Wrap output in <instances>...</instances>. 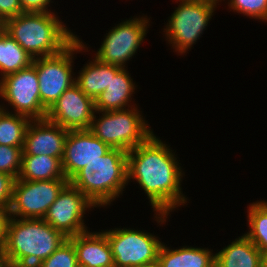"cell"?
Segmentation results:
<instances>
[{
    "mask_svg": "<svg viewBox=\"0 0 267 267\" xmlns=\"http://www.w3.org/2000/svg\"><path fill=\"white\" fill-rule=\"evenodd\" d=\"M178 164L172 150L154 134L127 152L128 181L133 178L139 183L161 223L187 202L181 193L183 173Z\"/></svg>",
    "mask_w": 267,
    "mask_h": 267,
    "instance_id": "cell-1",
    "label": "cell"
},
{
    "mask_svg": "<svg viewBox=\"0 0 267 267\" xmlns=\"http://www.w3.org/2000/svg\"><path fill=\"white\" fill-rule=\"evenodd\" d=\"M67 239L43 219L10 217L3 249L13 267H37Z\"/></svg>",
    "mask_w": 267,
    "mask_h": 267,
    "instance_id": "cell-2",
    "label": "cell"
},
{
    "mask_svg": "<svg viewBox=\"0 0 267 267\" xmlns=\"http://www.w3.org/2000/svg\"><path fill=\"white\" fill-rule=\"evenodd\" d=\"M1 27L33 58L59 54L77 38L53 12L22 13Z\"/></svg>",
    "mask_w": 267,
    "mask_h": 267,
    "instance_id": "cell-3",
    "label": "cell"
},
{
    "mask_svg": "<svg viewBox=\"0 0 267 267\" xmlns=\"http://www.w3.org/2000/svg\"><path fill=\"white\" fill-rule=\"evenodd\" d=\"M69 182L96 207L110 205L128 184L127 152L112 148L84 166Z\"/></svg>",
    "mask_w": 267,
    "mask_h": 267,
    "instance_id": "cell-4",
    "label": "cell"
},
{
    "mask_svg": "<svg viewBox=\"0 0 267 267\" xmlns=\"http://www.w3.org/2000/svg\"><path fill=\"white\" fill-rule=\"evenodd\" d=\"M131 109L103 111L98 120L94 113L88 130L111 148L128 152L153 134L137 108Z\"/></svg>",
    "mask_w": 267,
    "mask_h": 267,
    "instance_id": "cell-5",
    "label": "cell"
},
{
    "mask_svg": "<svg viewBox=\"0 0 267 267\" xmlns=\"http://www.w3.org/2000/svg\"><path fill=\"white\" fill-rule=\"evenodd\" d=\"M84 48V43L76 38L59 54L34 58L33 65L38 76L40 99L47 110L75 83L76 78L72 76V56L75 51H82Z\"/></svg>",
    "mask_w": 267,
    "mask_h": 267,
    "instance_id": "cell-6",
    "label": "cell"
},
{
    "mask_svg": "<svg viewBox=\"0 0 267 267\" xmlns=\"http://www.w3.org/2000/svg\"><path fill=\"white\" fill-rule=\"evenodd\" d=\"M164 29L167 40L178 53H185L199 39L216 7L207 1L179 0Z\"/></svg>",
    "mask_w": 267,
    "mask_h": 267,
    "instance_id": "cell-7",
    "label": "cell"
},
{
    "mask_svg": "<svg viewBox=\"0 0 267 267\" xmlns=\"http://www.w3.org/2000/svg\"><path fill=\"white\" fill-rule=\"evenodd\" d=\"M103 233L110 243L115 267H148L157 263L162 243L151 233L130 228Z\"/></svg>",
    "mask_w": 267,
    "mask_h": 267,
    "instance_id": "cell-8",
    "label": "cell"
},
{
    "mask_svg": "<svg viewBox=\"0 0 267 267\" xmlns=\"http://www.w3.org/2000/svg\"><path fill=\"white\" fill-rule=\"evenodd\" d=\"M69 183L66 178L27 181L16 179L13 186L10 216L43 219L61 190Z\"/></svg>",
    "mask_w": 267,
    "mask_h": 267,
    "instance_id": "cell-9",
    "label": "cell"
},
{
    "mask_svg": "<svg viewBox=\"0 0 267 267\" xmlns=\"http://www.w3.org/2000/svg\"><path fill=\"white\" fill-rule=\"evenodd\" d=\"M0 96L13 109L31 120L44 119L47 109L42 105L36 67L31 66L6 75L0 80Z\"/></svg>",
    "mask_w": 267,
    "mask_h": 267,
    "instance_id": "cell-10",
    "label": "cell"
},
{
    "mask_svg": "<svg viewBox=\"0 0 267 267\" xmlns=\"http://www.w3.org/2000/svg\"><path fill=\"white\" fill-rule=\"evenodd\" d=\"M93 206L96 207L78 188L69 182L48 208L43 220L69 238L87 232L83 217L86 208Z\"/></svg>",
    "mask_w": 267,
    "mask_h": 267,
    "instance_id": "cell-11",
    "label": "cell"
},
{
    "mask_svg": "<svg viewBox=\"0 0 267 267\" xmlns=\"http://www.w3.org/2000/svg\"><path fill=\"white\" fill-rule=\"evenodd\" d=\"M145 17L126 20L113 27L104 38L96 58L103 63L125 67L144 40L148 28Z\"/></svg>",
    "mask_w": 267,
    "mask_h": 267,
    "instance_id": "cell-12",
    "label": "cell"
},
{
    "mask_svg": "<svg viewBox=\"0 0 267 267\" xmlns=\"http://www.w3.org/2000/svg\"><path fill=\"white\" fill-rule=\"evenodd\" d=\"M94 113V100L74 83L50 107L46 118L69 131L88 130Z\"/></svg>",
    "mask_w": 267,
    "mask_h": 267,
    "instance_id": "cell-13",
    "label": "cell"
},
{
    "mask_svg": "<svg viewBox=\"0 0 267 267\" xmlns=\"http://www.w3.org/2000/svg\"><path fill=\"white\" fill-rule=\"evenodd\" d=\"M112 148L89 130H70L61 160L65 178L70 181L88 163L100 159Z\"/></svg>",
    "mask_w": 267,
    "mask_h": 267,
    "instance_id": "cell-14",
    "label": "cell"
},
{
    "mask_svg": "<svg viewBox=\"0 0 267 267\" xmlns=\"http://www.w3.org/2000/svg\"><path fill=\"white\" fill-rule=\"evenodd\" d=\"M69 130L47 118L31 120L23 145V155H48L62 160Z\"/></svg>",
    "mask_w": 267,
    "mask_h": 267,
    "instance_id": "cell-15",
    "label": "cell"
},
{
    "mask_svg": "<svg viewBox=\"0 0 267 267\" xmlns=\"http://www.w3.org/2000/svg\"><path fill=\"white\" fill-rule=\"evenodd\" d=\"M69 239L74 245L78 264L87 267H115L111 246L103 231H87Z\"/></svg>",
    "mask_w": 267,
    "mask_h": 267,
    "instance_id": "cell-16",
    "label": "cell"
},
{
    "mask_svg": "<svg viewBox=\"0 0 267 267\" xmlns=\"http://www.w3.org/2000/svg\"><path fill=\"white\" fill-rule=\"evenodd\" d=\"M134 90L133 80L126 69L111 65V82L94 100L95 112L126 109Z\"/></svg>",
    "mask_w": 267,
    "mask_h": 267,
    "instance_id": "cell-17",
    "label": "cell"
},
{
    "mask_svg": "<svg viewBox=\"0 0 267 267\" xmlns=\"http://www.w3.org/2000/svg\"><path fill=\"white\" fill-rule=\"evenodd\" d=\"M215 267H265V257L243 235L215 254Z\"/></svg>",
    "mask_w": 267,
    "mask_h": 267,
    "instance_id": "cell-18",
    "label": "cell"
},
{
    "mask_svg": "<svg viewBox=\"0 0 267 267\" xmlns=\"http://www.w3.org/2000/svg\"><path fill=\"white\" fill-rule=\"evenodd\" d=\"M212 254L209 249L196 247L170 250L162 243L157 262L161 267H215V254Z\"/></svg>",
    "mask_w": 267,
    "mask_h": 267,
    "instance_id": "cell-19",
    "label": "cell"
},
{
    "mask_svg": "<svg viewBox=\"0 0 267 267\" xmlns=\"http://www.w3.org/2000/svg\"><path fill=\"white\" fill-rule=\"evenodd\" d=\"M65 178L61 160L48 155H23L18 179L41 181Z\"/></svg>",
    "mask_w": 267,
    "mask_h": 267,
    "instance_id": "cell-20",
    "label": "cell"
},
{
    "mask_svg": "<svg viewBox=\"0 0 267 267\" xmlns=\"http://www.w3.org/2000/svg\"><path fill=\"white\" fill-rule=\"evenodd\" d=\"M34 58L0 26L1 78L33 64Z\"/></svg>",
    "mask_w": 267,
    "mask_h": 267,
    "instance_id": "cell-21",
    "label": "cell"
},
{
    "mask_svg": "<svg viewBox=\"0 0 267 267\" xmlns=\"http://www.w3.org/2000/svg\"><path fill=\"white\" fill-rule=\"evenodd\" d=\"M94 62L86 63L75 84L89 97L95 100L111 82V64L103 63L96 57Z\"/></svg>",
    "mask_w": 267,
    "mask_h": 267,
    "instance_id": "cell-22",
    "label": "cell"
},
{
    "mask_svg": "<svg viewBox=\"0 0 267 267\" xmlns=\"http://www.w3.org/2000/svg\"><path fill=\"white\" fill-rule=\"evenodd\" d=\"M31 119L6 112L0 106V145H8L23 148L27 127Z\"/></svg>",
    "mask_w": 267,
    "mask_h": 267,
    "instance_id": "cell-23",
    "label": "cell"
},
{
    "mask_svg": "<svg viewBox=\"0 0 267 267\" xmlns=\"http://www.w3.org/2000/svg\"><path fill=\"white\" fill-rule=\"evenodd\" d=\"M249 206L248 224L250 231L244 235L267 258V202L259 201Z\"/></svg>",
    "mask_w": 267,
    "mask_h": 267,
    "instance_id": "cell-24",
    "label": "cell"
},
{
    "mask_svg": "<svg viewBox=\"0 0 267 267\" xmlns=\"http://www.w3.org/2000/svg\"><path fill=\"white\" fill-rule=\"evenodd\" d=\"M78 260L72 241L68 238L37 267H77Z\"/></svg>",
    "mask_w": 267,
    "mask_h": 267,
    "instance_id": "cell-25",
    "label": "cell"
},
{
    "mask_svg": "<svg viewBox=\"0 0 267 267\" xmlns=\"http://www.w3.org/2000/svg\"><path fill=\"white\" fill-rule=\"evenodd\" d=\"M22 156L23 148L0 145V172L7 173L17 179L21 171Z\"/></svg>",
    "mask_w": 267,
    "mask_h": 267,
    "instance_id": "cell-26",
    "label": "cell"
},
{
    "mask_svg": "<svg viewBox=\"0 0 267 267\" xmlns=\"http://www.w3.org/2000/svg\"><path fill=\"white\" fill-rule=\"evenodd\" d=\"M229 7L254 19L267 20V0H230Z\"/></svg>",
    "mask_w": 267,
    "mask_h": 267,
    "instance_id": "cell-27",
    "label": "cell"
},
{
    "mask_svg": "<svg viewBox=\"0 0 267 267\" xmlns=\"http://www.w3.org/2000/svg\"><path fill=\"white\" fill-rule=\"evenodd\" d=\"M15 180L13 176L0 172V208H10Z\"/></svg>",
    "mask_w": 267,
    "mask_h": 267,
    "instance_id": "cell-28",
    "label": "cell"
},
{
    "mask_svg": "<svg viewBox=\"0 0 267 267\" xmlns=\"http://www.w3.org/2000/svg\"><path fill=\"white\" fill-rule=\"evenodd\" d=\"M20 0H0V26L9 18L22 14Z\"/></svg>",
    "mask_w": 267,
    "mask_h": 267,
    "instance_id": "cell-29",
    "label": "cell"
},
{
    "mask_svg": "<svg viewBox=\"0 0 267 267\" xmlns=\"http://www.w3.org/2000/svg\"><path fill=\"white\" fill-rule=\"evenodd\" d=\"M51 0H20L23 13H49L47 5ZM47 9V10H46Z\"/></svg>",
    "mask_w": 267,
    "mask_h": 267,
    "instance_id": "cell-30",
    "label": "cell"
},
{
    "mask_svg": "<svg viewBox=\"0 0 267 267\" xmlns=\"http://www.w3.org/2000/svg\"><path fill=\"white\" fill-rule=\"evenodd\" d=\"M9 209L0 208V248H3L6 241L7 226L10 219Z\"/></svg>",
    "mask_w": 267,
    "mask_h": 267,
    "instance_id": "cell-31",
    "label": "cell"
},
{
    "mask_svg": "<svg viewBox=\"0 0 267 267\" xmlns=\"http://www.w3.org/2000/svg\"><path fill=\"white\" fill-rule=\"evenodd\" d=\"M0 267H13L3 248H0Z\"/></svg>",
    "mask_w": 267,
    "mask_h": 267,
    "instance_id": "cell-32",
    "label": "cell"
},
{
    "mask_svg": "<svg viewBox=\"0 0 267 267\" xmlns=\"http://www.w3.org/2000/svg\"><path fill=\"white\" fill-rule=\"evenodd\" d=\"M196 1H207L216 5L219 0H196Z\"/></svg>",
    "mask_w": 267,
    "mask_h": 267,
    "instance_id": "cell-33",
    "label": "cell"
},
{
    "mask_svg": "<svg viewBox=\"0 0 267 267\" xmlns=\"http://www.w3.org/2000/svg\"><path fill=\"white\" fill-rule=\"evenodd\" d=\"M148 267H161V266H160L159 263L157 262V263H154V264L149 265Z\"/></svg>",
    "mask_w": 267,
    "mask_h": 267,
    "instance_id": "cell-34",
    "label": "cell"
},
{
    "mask_svg": "<svg viewBox=\"0 0 267 267\" xmlns=\"http://www.w3.org/2000/svg\"><path fill=\"white\" fill-rule=\"evenodd\" d=\"M265 267H267V258H265Z\"/></svg>",
    "mask_w": 267,
    "mask_h": 267,
    "instance_id": "cell-35",
    "label": "cell"
},
{
    "mask_svg": "<svg viewBox=\"0 0 267 267\" xmlns=\"http://www.w3.org/2000/svg\"><path fill=\"white\" fill-rule=\"evenodd\" d=\"M77 267H87V266H84V265H80V264H78V266Z\"/></svg>",
    "mask_w": 267,
    "mask_h": 267,
    "instance_id": "cell-36",
    "label": "cell"
}]
</instances>
